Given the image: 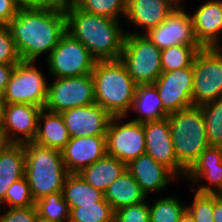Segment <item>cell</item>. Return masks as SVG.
Here are the masks:
<instances>
[{
    "label": "cell",
    "instance_id": "obj_1",
    "mask_svg": "<svg viewBox=\"0 0 222 222\" xmlns=\"http://www.w3.org/2000/svg\"><path fill=\"white\" fill-rule=\"evenodd\" d=\"M23 61L48 57L66 33L64 7L55 9L19 8L7 24Z\"/></svg>",
    "mask_w": 222,
    "mask_h": 222
},
{
    "label": "cell",
    "instance_id": "obj_2",
    "mask_svg": "<svg viewBox=\"0 0 222 222\" xmlns=\"http://www.w3.org/2000/svg\"><path fill=\"white\" fill-rule=\"evenodd\" d=\"M64 10L66 32L80 41L96 61L120 58L126 36L122 21L84 12L71 1Z\"/></svg>",
    "mask_w": 222,
    "mask_h": 222
},
{
    "label": "cell",
    "instance_id": "obj_3",
    "mask_svg": "<svg viewBox=\"0 0 222 222\" xmlns=\"http://www.w3.org/2000/svg\"><path fill=\"white\" fill-rule=\"evenodd\" d=\"M92 78L95 103L113 116H128L137 85L118 60L96 61Z\"/></svg>",
    "mask_w": 222,
    "mask_h": 222
},
{
    "label": "cell",
    "instance_id": "obj_4",
    "mask_svg": "<svg viewBox=\"0 0 222 222\" xmlns=\"http://www.w3.org/2000/svg\"><path fill=\"white\" fill-rule=\"evenodd\" d=\"M25 173L31 195L36 202L50 193L63 190L69 172L62 152L29 142L24 144Z\"/></svg>",
    "mask_w": 222,
    "mask_h": 222
},
{
    "label": "cell",
    "instance_id": "obj_5",
    "mask_svg": "<svg viewBox=\"0 0 222 222\" xmlns=\"http://www.w3.org/2000/svg\"><path fill=\"white\" fill-rule=\"evenodd\" d=\"M170 134L179 164L188 171L209 145L204 118L199 106L168 115Z\"/></svg>",
    "mask_w": 222,
    "mask_h": 222
},
{
    "label": "cell",
    "instance_id": "obj_6",
    "mask_svg": "<svg viewBox=\"0 0 222 222\" xmlns=\"http://www.w3.org/2000/svg\"><path fill=\"white\" fill-rule=\"evenodd\" d=\"M121 62L135 84H153L162 74L161 50L143 34L126 31Z\"/></svg>",
    "mask_w": 222,
    "mask_h": 222
},
{
    "label": "cell",
    "instance_id": "obj_7",
    "mask_svg": "<svg viewBox=\"0 0 222 222\" xmlns=\"http://www.w3.org/2000/svg\"><path fill=\"white\" fill-rule=\"evenodd\" d=\"M193 69V106L222 97V48H201L195 54Z\"/></svg>",
    "mask_w": 222,
    "mask_h": 222
},
{
    "label": "cell",
    "instance_id": "obj_8",
    "mask_svg": "<svg viewBox=\"0 0 222 222\" xmlns=\"http://www.w3.org/2000/svg\"><path fill=\"white\" fill-rule=\"evenodd\" d=\"M35 61L21 60L15 65L3 94L6 104H33L44 108L48 80Z\"/></svg>",
    "mask_w": 222,
    "mask_h": 222
},
{
    "label": "cell",
    "instance_id": "obj_9",
    "mask_svg": "<svg viewBox=\"0 0 222 222\" xmlns=\"http://www.w3.org/2000/svg\"><path fill=\"white\" fill-rule=\"evenodd\" d=\"M45 62L51 78H64L92 74L96 60L80 41L66 32Z\"/></svg>",
    "mask_w": 222,
    "mask_h": 222
},
{
    "label": "cell",
    "instance_id": "obj_10",
    "mask_svg": "<svg viewBox=\"0 0 222 222\" xmlns=\"http://www.w3.org/2000/svg\"><path fill=\"white\" fill-rule=\"evenodd\" d=\"M52 79V83L48 82L44 109L61 113L68 109L95 103L92 74Z\"/></svg>",
    "mask_w": 222,
    "mask_h": 222
},
{
    "label": "cell",
    "instance_id": "obj_11",
    "mask_svg": "<svg viewBox=\"0 0 222 222\" xmlns=\"http://www.w3.org/2000/svg\"><path fill=\"white\" fill-rule=\"evenodd\" d=\"M106 145L108 155L116 157L127 165L145 154L143 124L128 120L127 116H113L106 133Z\"/></svg>",
    "mask_w": 222,
    "mask_h": 222
},
{
    "label": "cell",
    "instance_id": "obj_12",
    "mask_svg": "<svg viewBox=\"0 0 222 222\" xmlns=\"http://www.w3.org/2000/svg\"><path fill=\"white\" fill-rule=\"evenodd\" d=\"M193 83L191 64L186 68L162 72L153 84L157 88L163 107L172 113L193 106Z\"/></svg>",
    "mask_w": 222,
    "mask_h": 222
},
{
    "label": "cell",
    "instance_id": "obj_13",
    "mask_svg": "<svg viewBox=\"0 0 222 222\" xmlns=\"http://www.w3.org/2000/svg\"><path fill=\"white\" fill-rule=\"evenodd\" d=\"M160 50L177 45H199L193 31V21L185 8H175L163 23L143 34Z\"/></svg>",
    "mask_w": 222,
    "mask_h": 222
},
{
    "label": "cell",
    "instance_id": "obj_14",
    "mask_svg": "<svg viewBox=\"0 0 222 222\" xmlns=\"http://www.w3.org/2000/svg\"><path fill=\"white\" fill-rule=\"evenodd\" d=\"M145 132V153L155 161L171 169L180 179L187 171L179 164L172 138L168 117L160 120L143 122Z\"/></svg>",
    "mask_w": 222,
    "mask_h": 222
},
{
    "label": "cell",
    "instance_id": "obj_15",
    "mask_svg": "<svg viewBox=\"0 0 222 222\" xmlns=\"http://www.w3.org/2000/svg\"><path fill=\"white\" fill-rule=\"evenodd\" d=\"M184 179L192 184V191L215 194L222 186V146L205 148Z\"/></svg>",
    "mask_w": 222,
    "mask_h": 222
},
{
    "label": "cell",
    "instance_id": "obj_16",
    "mask_svg": "<svg viewBox=\"0 0 222 222\" xmlns=\"http://www.w3.org/2000/svg\"><path fill=\"white\" fill-rule=\"evenodd\" d=\"M70 137L106 136L112 116L96 103L60 113Z\"/></svg>",
    "mask_w": 222,
    "mask_h": 222
},
{
    "label": "cell",
    "instance_id": "obj_17",
    "mask_svg": "<svg viewBox=\"0 0 222 222\" xmlns=\"http://www.w3.org/2000/svg\"><path fill=\"white\" fill-rule=\"evenodd\" d=\"M43 108L33 104H6L2 131L11 144L33 142Z\"/></svg>",
    "mask_w": 222,
    "mask_h": 222
},
{
    "label": "cell",
    "instance_id": "obj_18",
    "mask_svg": "<svg viewBox=\"0 0 222 222\" xmlns=\"http://www.w3.org/2000/svg\"><path fill=\"white\" fill-rule=\"evenodd\" d=\"M127 170L147 198L149 194L152 196L153 193L164 192L172 181L179 179L171 169L155 161L146 153L128 163Z\"/></svg>",
    "mask_w": 222,
    "mask_h": 222
},
{
    "label": "cell",
    "instance_id": "obj_19",
    "mask_svg": "<svg viewBox=\"0 0 222 222\" xmlns=\"http://www.w3.org/2000/svg\"><path fill=\"white\" fill-rule=\"evenodd\" d=\"M193 11L190 15L198 44L202 48L222 47V0H207Z\"/></svg>",
    "mask_w": 222,
    "mask_h": 222
},
{
    "label": "cell",
    "instance_id": "obj_20",
    "mask_svg": "<svg viewBox=\"0 0 222 222\" xmlns=\"http://www.w3.org/2000/svg\"><path fill=\"white\" fill-rule=\"evenodd\" d=\"M69 173H79L107 154L106 136L71 137L61 151Z\"/></svg>",
    "mask_w": 222,
    "mask_h": 222
},
{
    "label": "cell",
    "instance_id": "obj_21",
    "mask_svg": "<svg viewBox=\"0 0 222 222\" xmlns=\"http://www.w3.org/2000/svg\"><path fill=\"white\" fill-rule=\"evenodd\" d=\"M175 8L168 0H127L125 20L140 29L135 34H144L163 23Z\"/></svg>",
    "mask_w": 222,
    "mask_h": 222
},
{
    "label": "cell",
    "instance_id": "obj_22",
    "mask_svg": "<svg viewBox=\"0 0 222 222\" xmlns=\"http://www.w3.org/2000/svg\"><path fill=\"white\" fill-rule=\"evenodd\" d=\"M70 138L62 115L43 108L38 117L37 133L33 142L62 151Z\"/></svg>",
    "mask_w": 222,
    "mask_h": 222
},
{
    "label": "cell",
    "instance_id": "obj_23",
    "mask_svg": "<svg viewBox=\"0 0 222 222\" xmlns=\"http://www.w3.org/2000/svg\"><path fill=\"white\" fill-rule=\"evenodd\" d=\"M104 195L114 212L149 199L127 169L107 188Z\"/></svg>",
    "mask_w": 222,
    "mask_h": 222
},
{
    "label": "cell",
    "instance_id": "obj_24",
    "mask_svg": "<svg viewBox=\"0 0 222 222\" xmlns=\"http://www.w3.org/2000/svg\"><path fill=\"white\" fill-rule=\"evenodd\" d=\"M137 113V117L131 120L143 123L160 120L170 114L162 104V101L154 84L138 85L130 112Z\"/></svg>",
    "mask_w": 222,
    "mask_h": 222
},
{
    "label": "cell",
    "instance_id": "obj_25",
    "mask_svg": "<svg viewBox=\"0 0 222 222\" xmlns=\"http://www.w3.org/2000/svg\"><path fill=\"white\" fill-rule=\"evenodd\" d=\"M25 150L24 144H10L0 153V207H4L5 194L8 188L24 177Z\"/></svg>",
    "mask_w": 222,
    "mask_h": 222
},
{
    "label": "cell",
    "instance_id": "obj_26",
    "mask_svg": "<svg viewBox=\"0 0 222 222\" xmlns=\"http://www.w3.org/2000/svg\"><path fill=\"white\" fill-rule=\"evenodd\" d=\"M126 169L127 165L123 161L106 154L79 174L88 184L105 192Z\"/></svg>",
    "mask_w": 222,
    "mask_h": 222
},
{
    "label": "cell",
    "instance_id": "obj_27",
    "mask_svg": "<svg viewBox=\"0 0 222 222\" xmlns=\"http://www.w3.org/2000/svg\"><path fill=\"white\" fill-rule=\"evenodd\" d=\"M62 192L69 208L78 207V204H94L105 199L104 192L88 184L79 173L68 174Z\"/></svg>",
    "mask_w": 222,
    "mask_h": 222
},
{
    "label": "cell",
    "instance_id": "obj_28",
    "mask_svg": "<svg viewBox=\"0 0 222 222\" xmlns=\"http://www.w3.org/2000/svg\"><path fill=\"white\" fill-rule=\"evenodd\" d=\"M185 211L186 203L174 194L158 197L149 204L150 222H180Z\"/></svg>",
    "mask_w": 222,
    "mask_h": 222
},
{
    "label": "cell",
    "instance_id": "obj_29",
    "mask_svg": "<svg viewBox=\"0 0 222 222\" xmlns=\"http://www.w3.org/2000/svg\"><path fill=\"white\" fill-rule=\"evenodd\" d=\"M38 216L53 222H69L70 209L63 197V192L45 195L35 202Z\"/></svg>",
    "mask_w": 222,
    "mask_h": 222
},
{
    "label": "cell",
    "instance_id": "obj_30",
    "mask_svg": "<svg viewBox=\"0 0 222 222\" xmlns=\"http://www.w3.org/2000/svg\"><path fill=\"white\" fill-rule=\"evenodd\" d=\"M69 209V222H114L115 212L105 199L94 204H78V207Z\"/></svg>",
    "mask_w": 222,
    "mask_h": 222
},
{
    "label": "cell",
    "instance_id": "obj_31",
    "mask_svg": "<svg viewBox=\"0 0 222 222\" xmlns=\"http://www.w3.org/2000/svg\"><path fill=\"white\" fill-rule=\"evenodd\" d=\"M210 146H222V97L199 106Z\"/></svg>",
    "mask_w": 222,
    "mask_h": 222
},
{
    "label": "cell",
    "instance_id": "obj_32",
    "mask_svg": "<svg viewBox=\"0 0 222 222\" xmlns=\"http://www.w3.org/2000/svg\"><path fill=\"white\" fill-rule=\"evenodd\" d=\"M77 8L90 14L122 21L126 15L127 0H70Z\"/></svg>",
    "mask_w": 222,
    "mask_h": 222
},
{
    "label": "cell",
    "instance_id": "obj_33",
    "mask_svg": "<svg viewBox=\"0 0 222 222\" xmlns=\"http://www.w3.org/2000/svg\"><path fill=\"white\" fill-rule=\"evenodd\" d=\"M200 45H177L161 50L162 72L189 67Z\"/></svg>",
    "mask_w": 222,
    "mask_h": 222
},
{
    "label": "cell",
    "instance_id": "obj_34",
    "mask_svg": "<svg viewBox=\"0 0 222 222\" xmlns=\"http://www.w3.org/2000/svg\"><path fill=\"white\" fill-rule=\"evenodd\" d=\"M35 201L25 176L15 181L6 191L4 207H31Z\"/></svg>",
    "mask_w": 222,
    "mask_h": 222
},
{
    "label": "cell",
    "instance_id": "obj_35",
    "mask_svg": "<svg viewBox=\"0 0 222 222\" xmlns=\"http://www.w3.org/2000/svg\"><path fill=\"white\" fill-rule=\"evenodd\" d=\"M192 203L186 204V210L196 222H215L213 220V194L194 191Z\"/></svg>",
    "mask_w": 222,
    "mask_h": 222
},
{
    "label": "cell",
    "instance_id": "obj_36",
    "mask_svg": "<svg viewBox=\"0 0 222 222\" xmlns=\"http://www.w3.org/2000/svg\"><path fill=\"white\" fill-rule=\"evenodd\" d=\"M21 61L7 25H0V64L16 65Z\"/></svg>",
    "mask_w": 222,
    "mask_h": 222
},
{
    "label": "cell",
    "instance_id": "obj_37",
    "mask_svg": "<svg viewBox=\"0 0 222 222\" xmlns=\"http://www.w3.org/2000/svg\"><path fill=\"white\" fill-rule=\"evenodd\" d=\"M114 222H150L149 201L115 211Z\"/></svg>",
    "mask_w": 222,
    "mask_h": 222
},
{
    "label": "cell",
    "instance_id": "obj_38",
    "mask_svg": "<svg viewBox=\"0 0 222 222\" xmlns=\"http://www.w3.org/2000/svg\"><path fill=\"white\" fill-rule=\"evenodd\" d=\"M1 211L5 212L0 213V222H35L38 217L35 205L31 207H3Z\"/></svg>",
    "mask_w": 222,
    "mask_h": 222
},
{
    "label": "cell",
    "instance_id": "obj_39",
    "mask_svg": "<svg viewBox=\"0 0 222 222\" xmlns=\"http://www.w3.org/2000/svg\"><path fill=\"white\" fill-rule=\"evenodd\" d=\"M19 8L55 9L65 7L70 0H14Z\"/></svg>",
    "mask_w": 222,
    "mask_h": 222
},
{
    "label": "cell",
    "instance_id": "obj_40",
    "mask_svg": "<svg viewBox=\"0 0 222 222\" xmlns=\"http://www.w3.org/2000/svg\"><path fill=\"white\" fill-rule=\"evenodd\" d=\"M18 9L14 0H0V25H7L16 16Z\"/></svg>",
    "mask_w": 222,
    "mask_h": 222
},
{
    "label": "cell",
    "instance_id": "obj_41",
    "mask_svg": "<svg viewBox=\"0 0 222 222\" xmlns=\"http://www.w3.org/2000/svg\"><path fill=\"white\" fill-rule=\"evenodd\" d=\"M15 65L0 64V96H3Z\"/></svg>",
    "mask_w": 222,
    "mask_h": 222
},
{
    "label": "cell",
    "instance_id": "obj_42",
    "mask_svg": "<svg viewBox=\"0 0 222 222\" xmlns=\"http://www.w3.org/2000/svg\"><path fill=\"white\" fill-rule=\"evenodd\" d=\"M213 220L222 222V198L213 194Z\"/></svg>",
    "mask_w": 222,
    "mask_h": 222
},
{
    "label": "cell",
    "instance_id": "obj_43",
    "mask_svg": "<svg viewBox=\"0 0 222 222\" xmlns=\"http://www.w3.org/2000/svg\"><path fill=\"white\" fill-rule=\"evenodd\" d=\"M10 144L6 134L0 129V153H2Z\"/></svg>",
    "mask_w": 222,
    "mask_h": 222
},
{
    "label": "cell",
    "instance_id": "obj_44",
    "mask_svg": "<svg viewBox=\"0 0 222 222\" xmlns=\"http://www.w3.org/2000/svg\"><path fill=\"white\" fill-rule=\"evenodd\" d=\"M6 102L3 99V96H0V129H2V125L4 122V110H5Z\"/></svg>",
    "mask_w": 222,
    "mask_h": 222
},
{
    "label": "cell",
    "instance_id": "obj_45",
    "mask_svg": "<svg viewBox=\"0 0 222 222\" xmlns=\"http://www.w3.org/2000/svg\"><path fill=\"white\" fill-rule=\"evenodd\" d=\"M180 222H196L192 215L186 210L185 213L181 216Z\"/></svg>",
    "mask_w": 222,
    "mask_h": 222
},
{
    "label": "cell",
    "instance_id": "obj_46",
    "mask_svg": "<svg viewBox=\"0 0 222 222\" xmlns=\"http://www.w3.org/2000/svg\"><path fill=\"white\" fill-rule=\"evenodd\" d=\"M170 3H172L176 8H183L182 1L184 0H168Z\"/></svg>",
    "mask_w": 222,
    "mask_h": 222
},
{
    "label": "cell",
    "instance_id": "obj_47",
    "mask_svg": "<svg viewBox=\"0 0 222 222\" xmlns=\"http://www.w3.org/2000/svg\"><path fill=\"white\" fill-rule=\"evenodd\" d=\"M35 222H53V221H48V220H45L43 218H40L39 216L36 218V221Z\"/></svg>",
    "mask_w": 222,
    "mask_h": 222
},
{
    "label": "cell",
    "instance_id": "obj_48",
    "mask_svg": "<svg viewBox=\"0 0 222 222\" xmlns=\"http://www.w3.org/2000/svg\"><path fill=\"white\" fill-rule=\"evenodd\" d=\"M218 197L222 198V186L220 189L215 193Z\"/></svg>",
    "mask_w": 222,
    "mask_h": 222
}]
</instances>
